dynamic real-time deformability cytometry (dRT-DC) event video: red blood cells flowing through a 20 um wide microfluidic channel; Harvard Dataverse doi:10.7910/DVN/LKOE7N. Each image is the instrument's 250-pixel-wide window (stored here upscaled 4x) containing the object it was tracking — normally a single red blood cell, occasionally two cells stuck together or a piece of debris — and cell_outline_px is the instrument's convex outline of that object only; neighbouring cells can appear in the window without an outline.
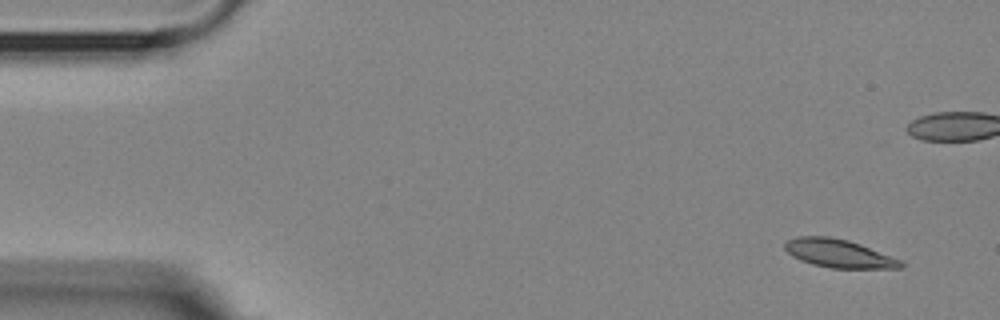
{"species": "Egyptian fruit bat (a non-hibernating species)", "species_latin": "Rousettus aegyptiacus", "temperature_condition": "room temperature", "stored_images_in_passage": 6, "camera_frame_rate_fps": 3000, "um_per_image_px": 0.085, "animal": {"sex": "female"}, "frame": {"image": 1, "passage_image": 1, "time_ms": 0.0, "image_size_px": [1000, 320], "cell_outline_px": [[904, 264], [900, 268], [832, 268], [812, 264], [800, 260], [792, 256], [784, 248], [784, 244], [788, 240], [796, 236], [828, 236], [848, 240], [860, 244], [900, 260]], "centroid_in_image_um": [71.25, 21.54], "position_along_channel_um": 13.8, "area_um2": 18.9}}
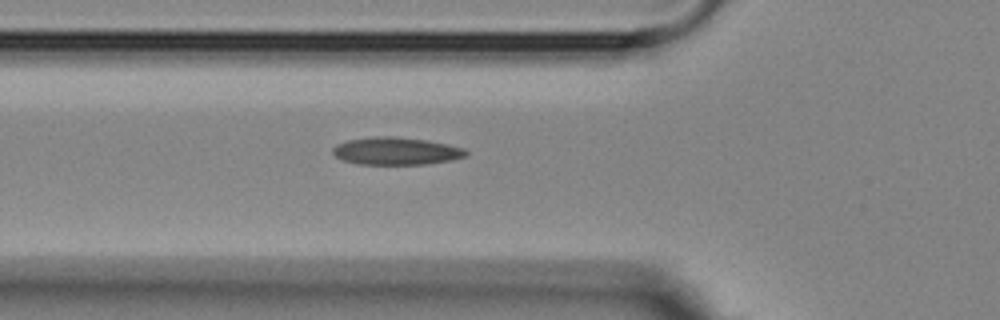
{"frame": {"image": 2, "passage_image": 6, "time_ms": 6.667, "image_size_px": [1000, 320], "cell_outline_px": [[468, 152], [464, 156], [452, 160], [428, 164], [360, 164], [344, 160], [336, 156], [332, 152], [332, 148], [336, 144], [348, 140], [376, 136], [396, 136], [428, 140], [448, 144], [464, 148]], "centroid_in_image_um": [33.68, 12.83], "position_along_channel_um": 92.1, "area_um2": 21.39}}